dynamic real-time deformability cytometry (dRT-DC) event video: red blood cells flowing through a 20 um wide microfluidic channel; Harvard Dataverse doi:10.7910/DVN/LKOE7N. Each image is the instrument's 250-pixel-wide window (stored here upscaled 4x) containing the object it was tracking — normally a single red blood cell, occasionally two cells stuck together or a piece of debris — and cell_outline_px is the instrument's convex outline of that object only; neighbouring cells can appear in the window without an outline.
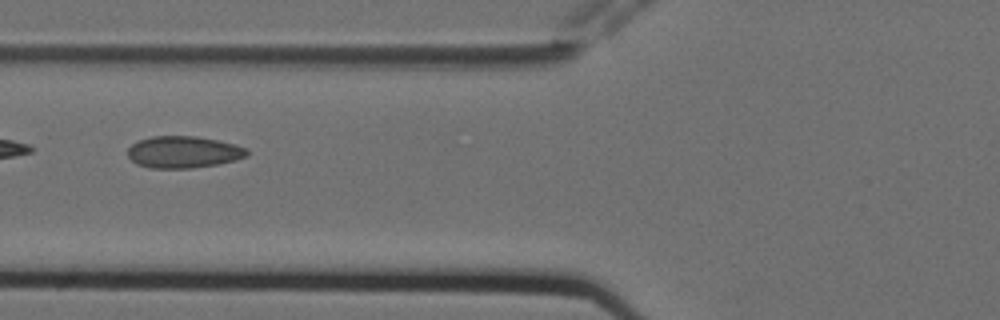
{"species": "Egyptian fruit bat (a non-hibernating species)", "species_latin": "Rousettus aegyptiacus", "temperature_condition": "cold", "stored_images_in_passage": 9, "camera_frame_rate_fps": 3000, "um_per_image_px": 0.085, "animal": {"sex": "female"}, "frame": {"image": 1, "passage_image": 6, "time_ms": 1.667, "image_size_px": [1000, 320], "cell_outline_px": [[248, 156], [236, 160], [216, 164], [192, 168], [148, 168], [136, 164], [128, 156], [128, 148], [132, 144], [140, 140], [152, 136], [196, 136], [236, 144], [248, 148]], "centroid_in_image_um": [15.6, 12.93], "position_along_channel_um": 110.2, "area_um2": 22.2}}
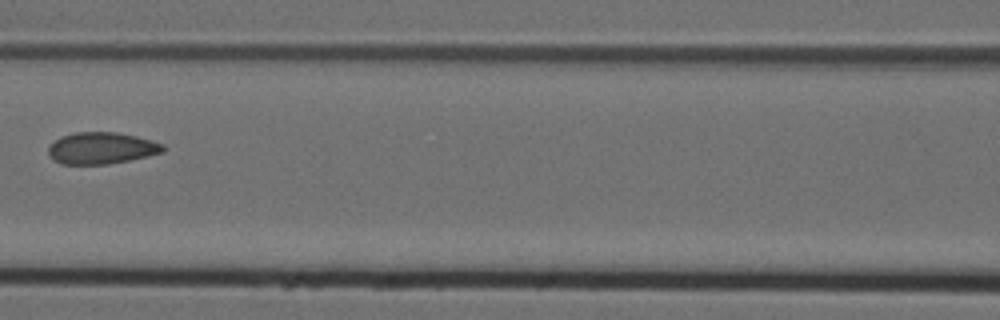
{"frame": {"image": 2, "passage_image": 7, "time_ms": 2.0, "image_size_px": [1000, 320], "cell_outline_px": [[164, 152], [128, 160], [108, 164], [64, 164], [56, 160], [48, 152], [48, 148], [60, 136], [72, 132], [116, 132], [136, 136], [164, 144]], "centroid_in_image_um": [8.64, 12.58], "position_along_channel_um": 158.0, "area_um2": 20.92}}